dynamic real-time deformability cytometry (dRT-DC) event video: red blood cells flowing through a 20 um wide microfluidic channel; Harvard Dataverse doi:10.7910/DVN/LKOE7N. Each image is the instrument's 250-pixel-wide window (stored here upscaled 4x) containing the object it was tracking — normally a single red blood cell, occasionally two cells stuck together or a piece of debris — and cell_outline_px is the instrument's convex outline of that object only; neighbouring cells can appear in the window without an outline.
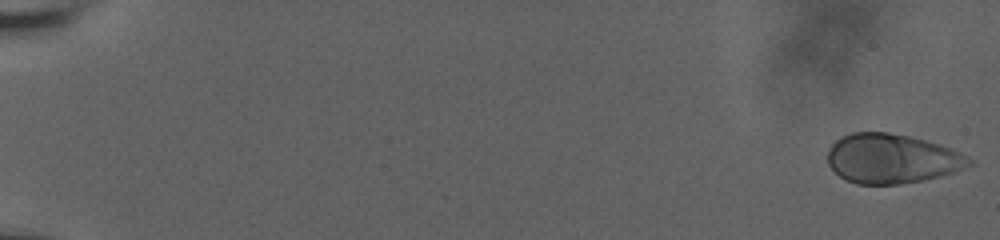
{"species": "human", "species_latin": "Homo sapiens", "temperature_condition": "room temperature", "stored_images_in_passage": 60, "camera_frame_rate_fps": 3000, "um_per_image_px": 0.085, "donor": {"sex": "male"}, "frame": {"image": 1, "passage_image": 1, "time_ms": 0.0, "image_size_px": [1000, 240], "cell_outline_px": [[972, 164], [956, 172], [924, 180], [900, 184], [856, 184], [844, 180], [828, 164], [828, 148], [836, 140], [852, 132], [888, 132], [908, 136], [940, 144], [960, 152], [972, 160]], "centroid_in_image_um": [75.8, 13.49], "position_along_channel_um": 9.2, "area_um2": 40.81}}
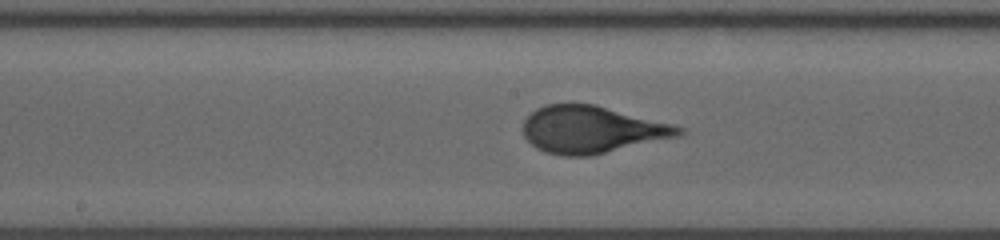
{"frame": {"image": 2, "passage_image": 34, "time_ms": 11.0, "image_size_px": [1000, 240], "cell_outline_px": [[684, 132], [680, 136], [592, 156], [564, 156], [544, 152], [536, 148], [524, 136], [524, 120], [536, 108], [544, 104], [596, 104], [676, 124], [684, 128]], "centroid_in_image_um": [50.35, 11.01], "position_along_channel_um": 197.9, "area_um2": 43.23}}
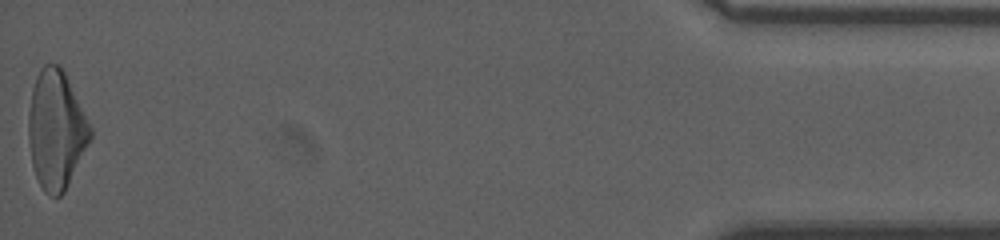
{"frame": {"image": 3, "passage_image": 60, "time_ms": 19.667, "image_size_px": [1000, 240], "cell_outline_px": [[92, 136], [64, 192], [60, 196], [52, 196], [44, 192], [36, 176], [32, 164], [28, 140], [28, 112], [32, 88], [36, 76], [40, 68], [44, 64], [60, 64], [92, 128]], "centroid_in_image_um": [4.75, 11.02], "position_along_channel_um": 430.5, "area_um2": 42.43}}